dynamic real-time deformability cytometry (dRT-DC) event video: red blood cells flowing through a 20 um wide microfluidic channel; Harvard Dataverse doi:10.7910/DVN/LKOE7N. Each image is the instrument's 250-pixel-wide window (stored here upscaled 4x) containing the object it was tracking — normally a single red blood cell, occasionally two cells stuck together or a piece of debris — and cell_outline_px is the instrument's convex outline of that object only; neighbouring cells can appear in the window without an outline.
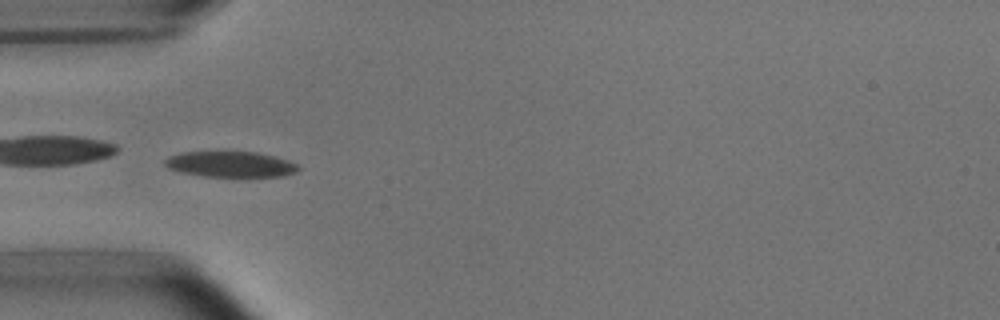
{"species": "common noctule bat (a hibernating species)", "species_latin": "Nyctalus noctula", "temperature_condition": "room temperature", "stored_images_in_passage": 9, "camera_frame_rate_fps": 3000, "um_per_image_px": 0.085, "animal": {"sex": "male", "body_mass_g": 15.6}, "frame": {"image": 1, "passage_image": 4, "time_ms": 3.333, "image_size_px": [1000, 320], "cell_outline_px": [[300, 168], [296, 172], [284, 176], [244, 180], [204, 176], [180, 172], [168, 168], [164, 164], [164, 160], [168, 156], [180, 152], [224, 148], [260, 152], [276, 156], [288, 160], [296, 164]], "centroid_in_image_um": [19.6, 13.95], "position_along_channel_um": 65.4, "area_um2": 22.31}}
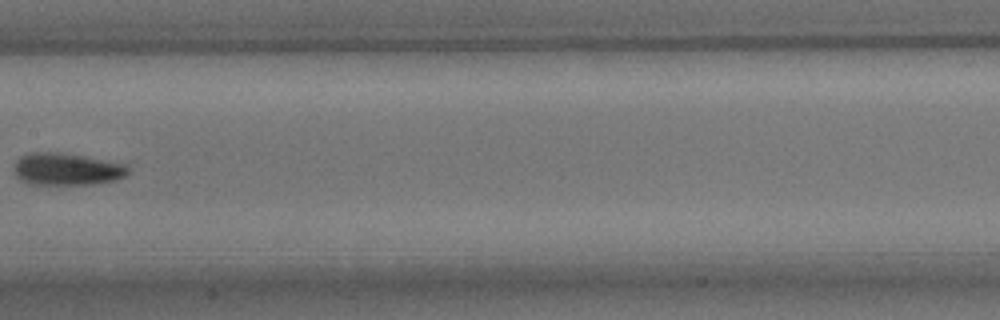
{"frame": {"image": 2, "passage_image": 7, "time_ms": 7.0, "image_size_px": [1000, 320], "cell_outline_px": [[132, 172], [116, 180], [92, 184], [28, 184], [20, 180], [16, 176], [16, 160], [20, 156], [32, 152], [60, 152], [84, 156], [128, 164], [132, 168]], "centroid_in_image_um": [5.74, 14.37], "position_along_channel_um": 201.7, "area_um2": 21.62}}
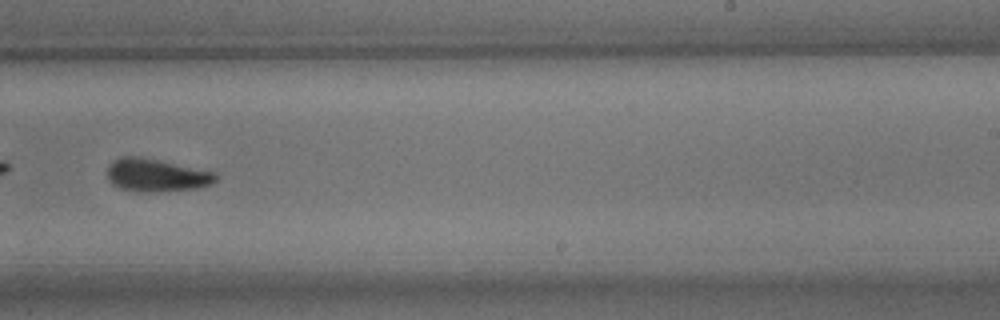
{"frame": {"image": 3, "passage_image": 9, "time_ms": 9.0, "image_size_px": [1000, 320], "cell_outline_px": [[216, 180], [212, 184], [200, 188], [152, 192], [132, 192], [120, 188], [112, 184], [108, 180], [108, 164], [112, 160], [120, 156], [140, 156], [216, 172]], "centroid_in_image_um": [13.26, 14.89], "position_along_channel_um": 275.7, "area_um2": 21.1}}